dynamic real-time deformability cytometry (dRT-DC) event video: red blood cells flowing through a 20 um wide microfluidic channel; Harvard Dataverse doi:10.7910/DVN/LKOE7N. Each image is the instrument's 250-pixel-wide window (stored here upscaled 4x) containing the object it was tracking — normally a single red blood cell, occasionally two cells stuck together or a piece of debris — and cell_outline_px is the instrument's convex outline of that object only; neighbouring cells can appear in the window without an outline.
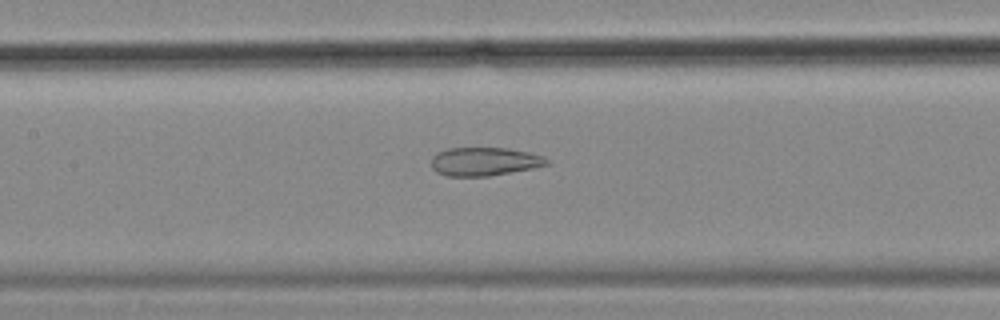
{"species": "common noctule bat (a hibernating species)", "species_latin": "Nyctalus noctula", "temperature_condition": "cold", "stored_images_in_passage": 57, "camera_frame_rate_fps": 3000, "um_per_image_px": 0.085, "animal": {"sex": "female", "body_mass_g": 18.4}, "frame": {"image": 1, "passage_image": 26, "time_ms": 8.333, "image_size_px": [1000, 320], "cell_outline_px": [[548, 164], [532, 168], [488, 176], [444, 176], [436, 172], [432, 168], [432, 156], [436, 152], [448, 148], [508, 148], [528, 152], [544, 156], [548, 160]], "centroid_in_image_um": [41.13, 13.72], "position_along_channel_um": 166.3, "area_um2": 19.13}}
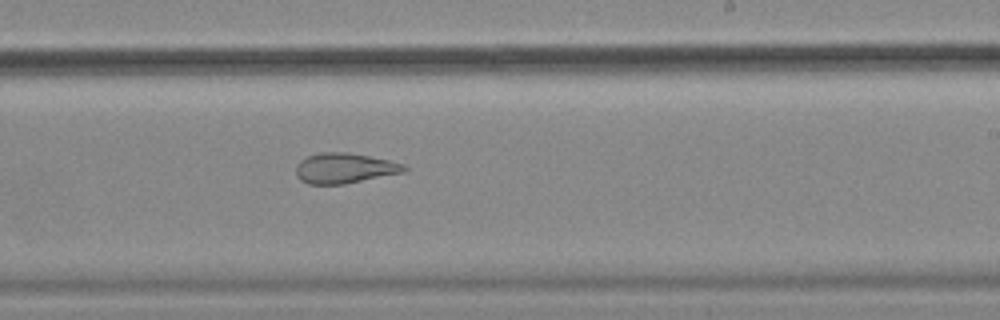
{"frame": {"image": 2, "passage_image": 34, "time_ms": 11.0, "image_size_px": [1000, 320], "cell_outline_px": [[408, 168], [404, 172], [344, 184], [308, 184], [300, 180], [296, 176], [296, 164], [300, 160], [308, 156], [320, 152], [348, 152], [388, 160], [404, 164]], "centroid_in_image_um": [29.25, 14.29], "position_along_channel_um": 259.7, "area_um2": 19.07}}
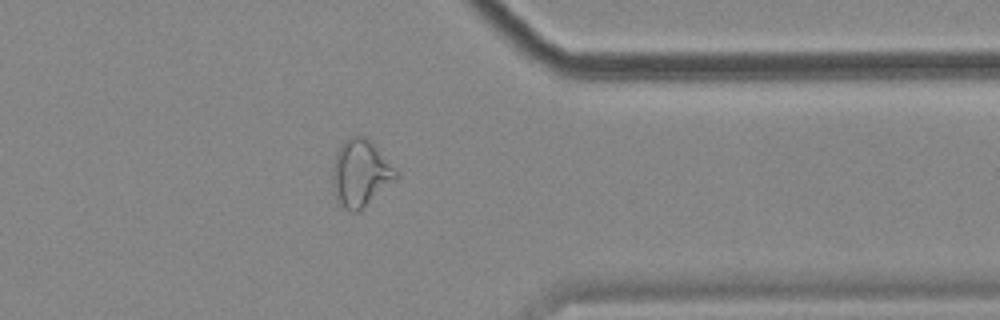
{"frame": {"image": 3, "passage_image": 45, "time_ms": 14.667, "image_size_px": [1000, 320], "cell_outline_px": [[400, 176], [360, 212], [348, 212], [336, 200], [332, 184], [332, 168], [336, 152], [352, 136], [364, 136], [400, 172]], "centroid_in_image_um": [30.65, 14.79], "position_along_channel_um": 380.7, "area_um2": 24.74}, "authors_computed_cell_mechanics": {"area_um2": 25.721, "velocity_mm_per_s": 3.5256, "shape_relaxation_time_tau1_ms": null, "shape_relaxation_time_tau2_ms": 3.163, "deformation_change_tau1": null, "deformation_change_tau2": 0.1234}}